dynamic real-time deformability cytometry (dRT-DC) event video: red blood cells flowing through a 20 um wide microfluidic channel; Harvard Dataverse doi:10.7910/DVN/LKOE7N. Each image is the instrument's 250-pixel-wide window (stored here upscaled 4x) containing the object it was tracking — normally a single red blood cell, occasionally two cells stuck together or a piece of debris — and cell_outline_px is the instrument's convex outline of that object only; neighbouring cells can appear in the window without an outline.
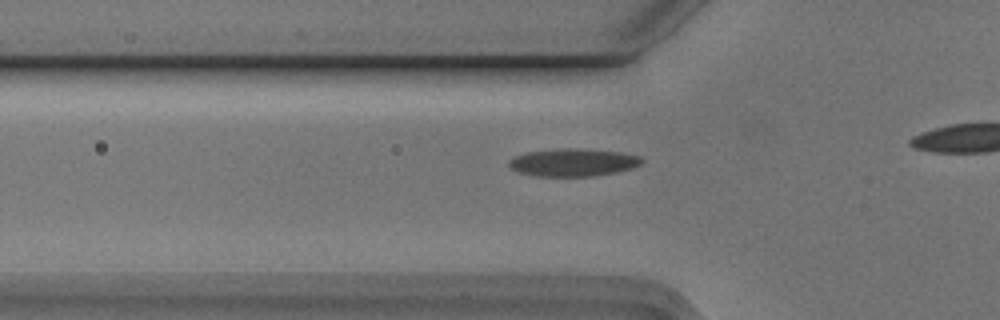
{"species": "Egyptian fruit bat (a non-hibernating species)", "species_latin": "Rousettus aegyptiacus", "temperature_condition": "cold", "stored_images_in_passage": 16, "camera_frame_rate_fps": 3000, "um_per_image_px": 0.085, "animal": {"sex": "male"}, "frame": {"image": 1, "passage_image": 10, "time_ms": 3.0, "image_size_px": [1000, 320], "cell_outline_px": [[644, 164], [632, 168], [616, 172], [592, 176], [536, 176], [520, 172], [512, 168], [508, 164], [508, 160], [516, 156], [528, 152], [568, 148], [572, 148], [620, 152], [640, 156], [644, 160]], "centroid_in_image_um": [48.77, 13.81], "position_along_channel_um": 77.0, "area_um2": 21.21}}
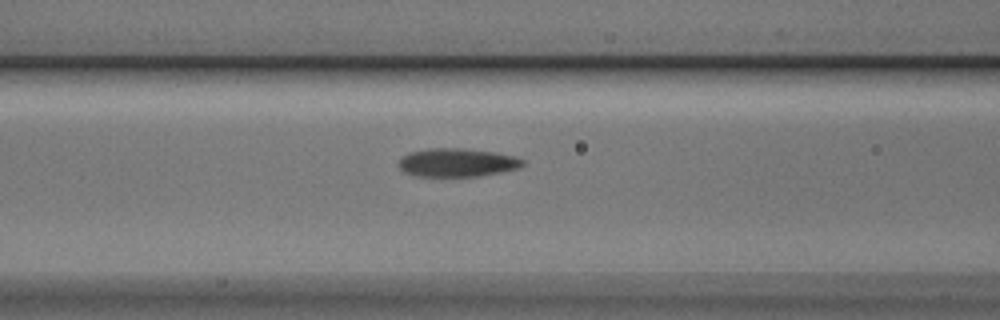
{"frame": {"image": 2, "passage_image": 14, "time_ms": 4.333, "image_size_px": [1000, 320], "cell_outline_px": [[524, 164], [520, 168], [480, 176], [412, 176], [404, 172], [396, 164], [400, 156], [408, 152], [428, 148], [460, 148], [492, 152], [512, 156], [524, 160]], "centroid_in_image_um": [38.77, 13.82], "position_along_channel_um": 127.8, "area_um2": 20.69}}